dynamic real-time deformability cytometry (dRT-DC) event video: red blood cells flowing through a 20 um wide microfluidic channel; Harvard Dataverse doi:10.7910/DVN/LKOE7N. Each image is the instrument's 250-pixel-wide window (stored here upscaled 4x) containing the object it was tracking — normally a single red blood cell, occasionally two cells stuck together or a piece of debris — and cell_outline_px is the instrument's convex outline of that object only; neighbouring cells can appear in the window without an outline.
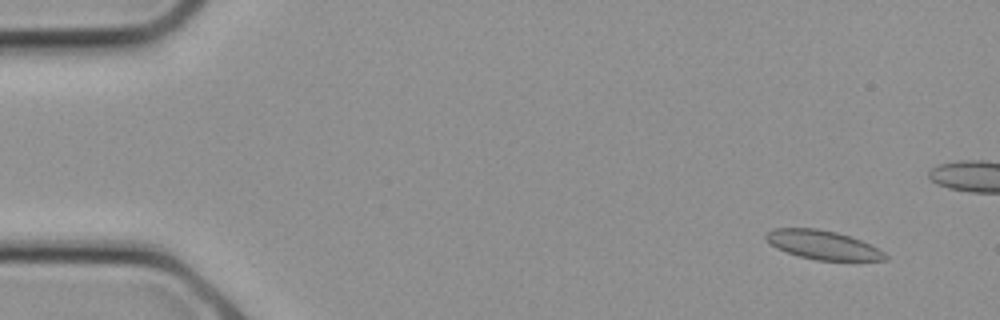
{"species": "common noctule bat (a hibernating species)", "species_latin": "Nyctalus noctula", "temperature_condition": "cold", "stored_images_in_passage": 11, "camera_frame_rate_fps": 3000, "um_per_image_px": 0.085, "animal": {"sex": "female", "body_mass_g": 21.9}, "frame": {"image": 1, "passage_image": 2, "time_ms": 0.333, "image_size_px": [1000, 320], "cell_outline_px": [[888, 260], [816, 260], [800, 256], [776, 248], [764, 236], [772, 228], [816, 228], [836, 232], [860, 240], [884, 252], [888, 256]], "centroid_in_image_um": [69.93, 20.81], "position_along_channel_um": 15.1, "area_um2": 19.71}}
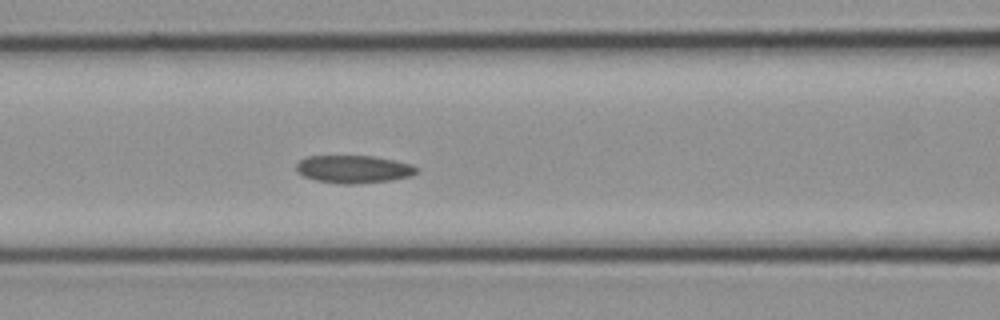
{"frame": {"image": 2, "passage_image": 11, "time_ms": 3.333, "image_size_px": [1000, 320], "cell_outline_px": [[416, 172], [408, 176], [392, 180], [356, 184], [344, 184], [316, 180], [304, 176], [296, 172], [296, 164], [300, 160], [308, 156], [376, 156], [412, 164], [416, 168]], "centroid_in_image_um": [30.03, 14.37], "position_along_channel_um": 136.6, "area_um2": 19.36}}